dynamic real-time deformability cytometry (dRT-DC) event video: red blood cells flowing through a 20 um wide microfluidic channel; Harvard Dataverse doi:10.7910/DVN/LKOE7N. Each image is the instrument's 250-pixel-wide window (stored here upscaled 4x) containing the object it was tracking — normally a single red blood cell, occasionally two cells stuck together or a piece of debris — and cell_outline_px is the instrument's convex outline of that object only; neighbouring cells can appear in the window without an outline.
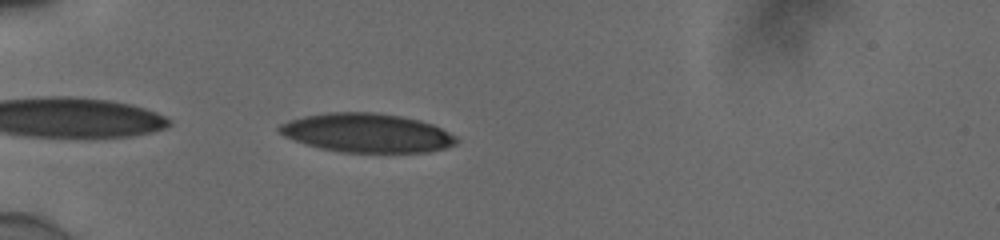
{"species": "human", "species_latin": "Homo sapiens", "temperature_condition": "cold", "stored_images_in_passage": 36, "camera_frame_rate_fps": 3000, "um_per_image_px": 0.085, "donor": {"sex": "male"}, "frame": {"image": 1, "passage_image": 2, "time_ms": 0.333, "image_size_px": [1000, 240], "cell_outline_px": [[460, 140], [456, 144], [444, 148], [428, 152], [340, 152], [320, 148], [284, 136], [276, 128], [280, 124], [288, 120], [304, 116], [328, 112], [376, 112], [400, 116], [420, 120], [432, 124], [456, 136]], "centroid_in_image_um": [31.19, 11.29], "position_along_channel_um": 53.8, "area_um2": 40.11}}
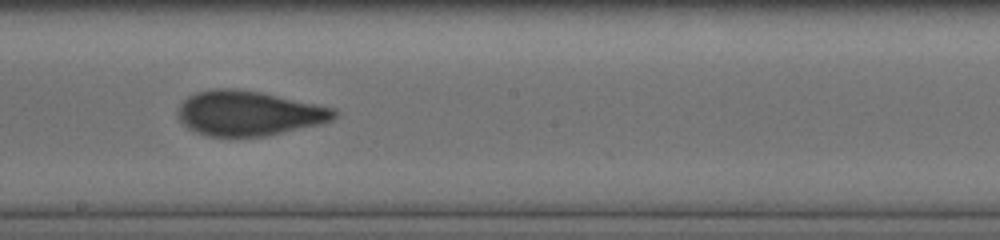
{"frame": {"image": 2, "passage_image": 17, "time_ms": 5.333, "image_size_px": [1000, 240], "cell_outline_px": [[336, 116], [332, 120], [320, 124], [264, 136], [208, 136], [196, 132], [188, 128], [176, 116], [176, 112], [180, 104], [188, 96], [196, 92], [216, 88], [236, 88], [260, 92], [336, 108]], "centroid_in_image_um": [21.11, 9.62], "position_along_channel_um": 227.1, "area_um2": 40.75}}
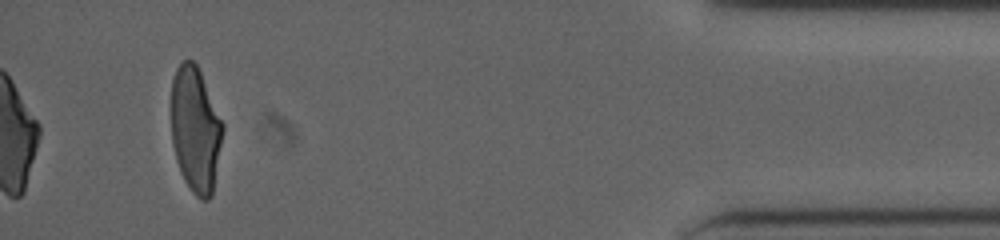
{"frame": {"image": 3, "passage_image": 36, "time_ms": 11.667, "image_size_px": [1000, 240], "cell_outline_px": [[224, 128], [212, 196], [208, 200], [200, 200], [192, 192], [184, 180], [180, 172], [176, 160], [172, 144], [172, 80], [176, 68], [180, 60], [192, 60], [196, 64], [200, 72], [224, 124]], "centroid_in_image_um": [16.61, 11.03], "position_along_channel_um": 418.6, "area_um2": 37.74}, "authors_computed_cell_mechanics": {"area_um2": 40.6912, "velocity_mm_per_s": 3.9008, "shape_relaxation_time_tau1_ms": 7.402, "shape_relaxation_time_tau2_ms": 1.0117, "deformation_change_tau1": 0.2119, "deformation_change_tau2": 0.0826}}